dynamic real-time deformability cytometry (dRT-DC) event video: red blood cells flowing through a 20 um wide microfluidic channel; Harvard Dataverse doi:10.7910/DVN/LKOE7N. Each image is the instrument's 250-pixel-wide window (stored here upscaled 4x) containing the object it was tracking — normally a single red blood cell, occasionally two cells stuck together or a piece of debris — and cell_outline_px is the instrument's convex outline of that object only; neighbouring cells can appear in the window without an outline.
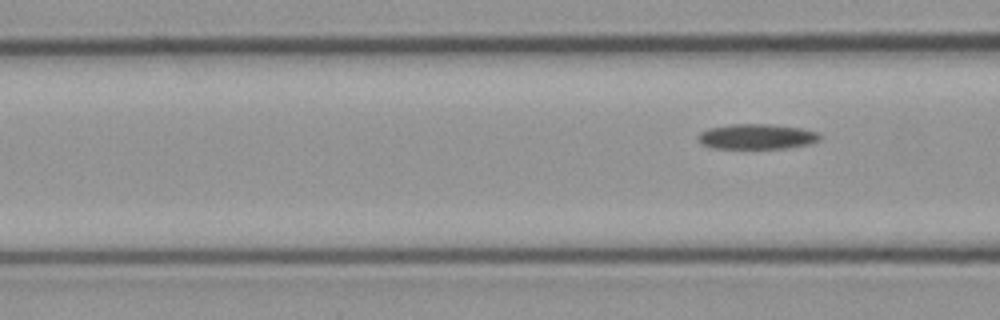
{"species": "common noctule bat (a hibernating species)", "species_latin": "Nyctalus noctula", "temperature_condition": "cold", "stored_images_in_passage": 5, "segment_of_instrument_passage": [2, 2], "camera_frame_rate_fps": 3000, "um_per_image_px": 0.085, "animal": {"sex": "male", "body_mass_g": 23.1, "forearm_length_mm": 52.7}, "frame": {"image": 1, "passage_image": 5, "time_ms": 1.333, "image_size_px": [1000, 320], "cell_outline_px": [[824, 136], [820, 140], [808, 144], [788, 148], [712, 148], [704, 144], [700, 140], [700, 132], [708, 128], [732, 124], [768, 124], [800, 128], [820, 132]], "centroid_in_image_um": [64.41, 11.6], "position_along_channel_um": 102.2, "area_um2": 17.8}}